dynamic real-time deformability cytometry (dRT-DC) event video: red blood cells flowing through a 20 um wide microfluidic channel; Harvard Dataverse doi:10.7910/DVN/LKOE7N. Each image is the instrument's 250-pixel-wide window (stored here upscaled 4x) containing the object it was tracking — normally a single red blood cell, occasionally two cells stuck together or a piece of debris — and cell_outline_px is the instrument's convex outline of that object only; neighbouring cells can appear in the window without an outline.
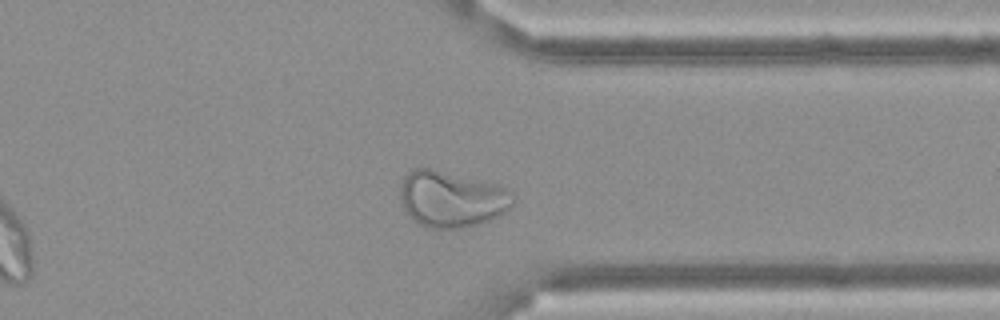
{"species": "Egyptian fruit bat (a non-hibernating species)", "species_latin": "Rousettus aegyptiacus", "temperature_condition": "cold", "stored_images_in_passage": 51, "camera_frame_rate_fps": 3000, "um_per_image_px": 0.085, "frame": {"image": 1, "passage_image": 39, "time_ms": 12.667, "image_size_px": [1000, 320], "cell_outline_px": [[516, 200], [500, 216], [480, 224], [460, 228], [428, 228], [412, 220], [404, 208], [400, 196], [400, 184], [404, 176], [412, 168], [428, 168], [492, 184], [504, 188], [512, 192], [516, 196]], "centroid_in_image_um": [38.36, 16.94], "position_along_channel_um": 373.0, "area_um2": 36.65}}
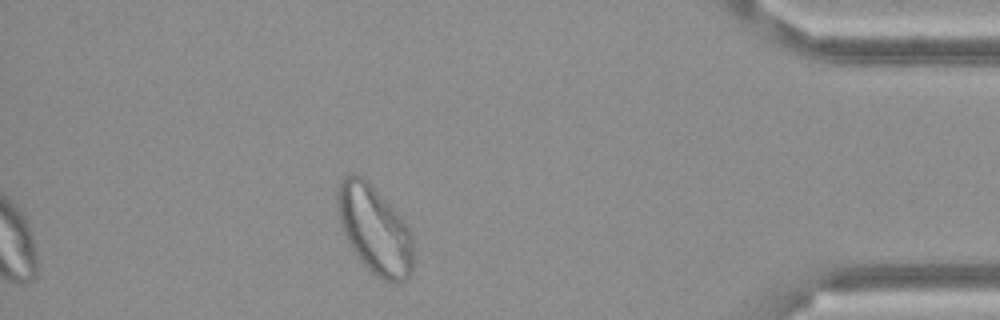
{"frame": {"image": 2, "passage_image": 45, "time_ms": 14.667, "image_size_px": [1000, 320], "cell_outline_px": [[412, 272], [408, 280], [396, 284], [384, 280], [376, 276], [356, 256], [344, 232], [340, 220], [336, 204], [336, 192], [340, 180], [344, 176], [356, 172], [364, 176], [400, 216], [412, 232]], "centroid_in_image_um": [31.84, 19.51], "position_along_channel_um": 403.4, "area_um2": 39.13}}